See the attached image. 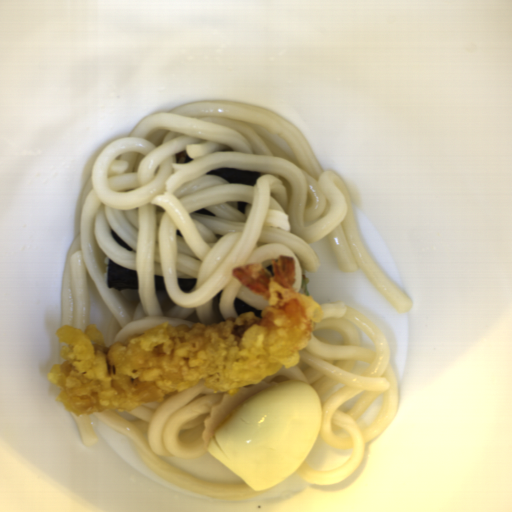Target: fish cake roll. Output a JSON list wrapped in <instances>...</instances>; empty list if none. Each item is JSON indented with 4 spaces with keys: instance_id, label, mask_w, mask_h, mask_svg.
Here are the masks:
<instances>
[{
    "instance_id": "fish-cake-roll-1",
    "label": "fish cake roll",
    "mask_w": 512,
    "mask_h": 512,
    "mask_svg": "<svg viewBox=\"0 0 512 512\" xmlns=\"http://www.w3.org/2000/svg\"><path fill=\"white\" fill-rule=\"evenodd\" d=\"M278 384L276 381L261 382L253 386L239 387L235 395L224 393L222 401L217 406H212L210 415L203 420V432L201 434L204 447L207 451L210 440L223 426L224 422L230 419L241 405L249 401L257 393Z\"/></svg>"
}]
</instances>
